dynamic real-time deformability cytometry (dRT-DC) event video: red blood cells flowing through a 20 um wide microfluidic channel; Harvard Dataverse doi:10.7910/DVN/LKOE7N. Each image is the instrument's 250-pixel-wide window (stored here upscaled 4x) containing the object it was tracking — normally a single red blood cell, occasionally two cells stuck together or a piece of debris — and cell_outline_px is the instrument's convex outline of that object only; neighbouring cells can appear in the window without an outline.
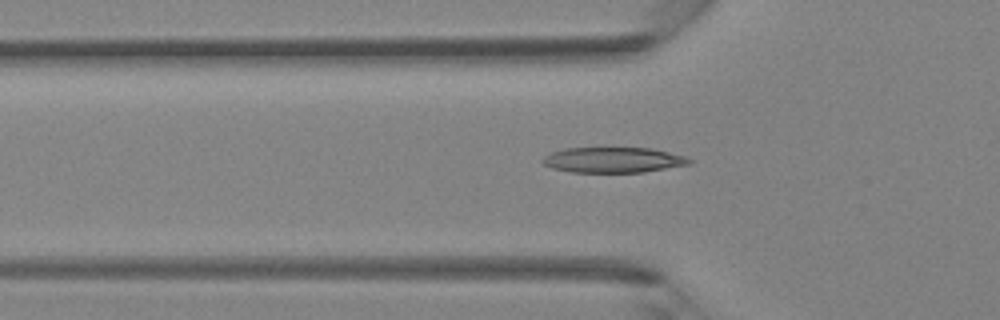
{"species": "Egyptian fruit bat (a non-hibernating species)", "species_latin": "Rousettus aegyptiacus", "temperature_condition": "room temperature", "stored_images_in_passage": 37, "camera_frame_rate_fps": 3000, "um_per_image_px": 0.085, "animal": {"sex": "female"}, "frame": {"image": 1, "passage_image": 14, "time_ms": 4.333, "image_size_px": [1000, 320], "cell_outline_px": [[692, 164], [644, 172], [572, 172], [552, 168], [544, 164], [540, 160], [544, 156], [552, 152], [564, 148], [652, 148], [684, 156], [692, 160]], "centroid_in_image_um": [52.12, 13.59], "position_along_channel_um": 73.7, "area_um2": 21.73}}
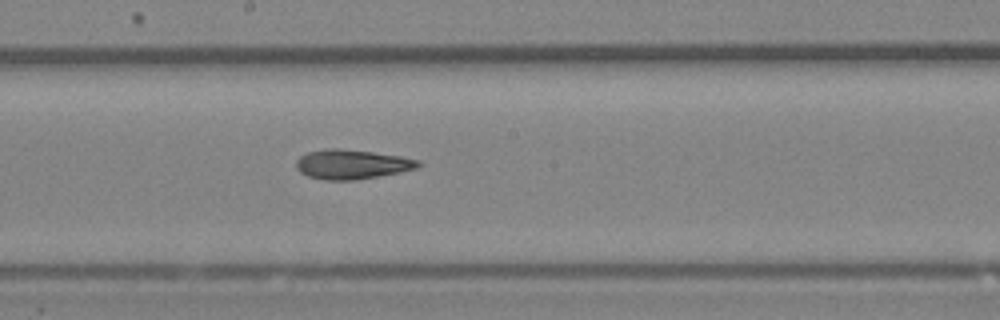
{"frame": {"image": 2, "passage_image": 23, "time_ms": 7.333, "image_size_px": [1000, 320], "cell_outline_px": [[420, 164], [416, 168], [400, 172], [380, 176], [356, 180], [324, 180], [308, 176], [300, 172], [296, 168], [296, 160], [300, 156], [308, 152], [324, 148], [340, 148], [372, 152], [400, 156], [420, 160]], "centroid_in_image_um": [29.88, 13.96], "position_along_channel_um": 218.3, "area_um2": 21.04}}
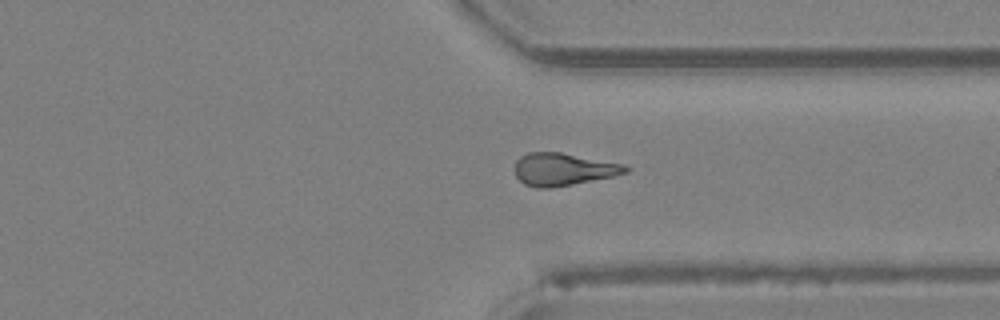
{"frame": {"image": 3, "passage_image": 32, "time_ms": 10.333, "image_size_px": [1000, 320], "cell_outline_px": [[632, 168], [628, 172], [612, 176], [572, 184], [548, 188], [536, 188], [524, 184], [516, 176], [516, 160], [520, 156], [528, 152], [560, 152], [624, 164]], "centroid_in_image_um": [47.88, 14.38], "position_along_channel_um": 363.5, "area_um2": 20.87}}